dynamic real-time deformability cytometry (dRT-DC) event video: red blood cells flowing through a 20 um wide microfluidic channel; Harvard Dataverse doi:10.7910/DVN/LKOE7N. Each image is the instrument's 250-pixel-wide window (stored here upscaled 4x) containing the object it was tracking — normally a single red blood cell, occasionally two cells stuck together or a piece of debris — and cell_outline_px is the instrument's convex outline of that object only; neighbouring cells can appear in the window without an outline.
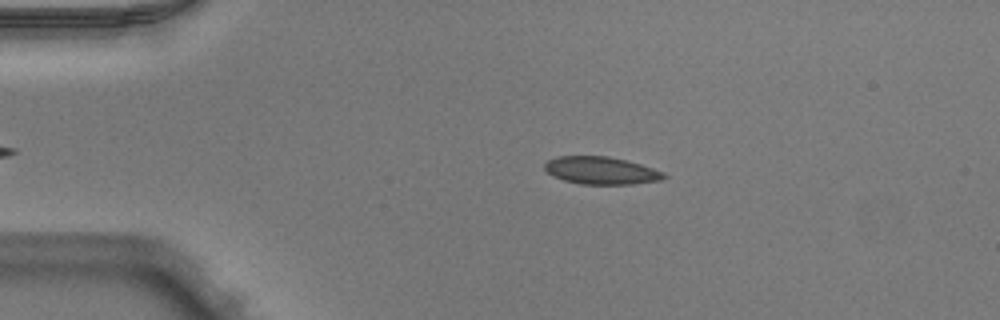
{"species": "Egyptian fruit bat (a non-hibernating species)", "species_latin": "Rousettus aegyptiacus", "temperature_condition": "warm", "stored_images_in_passage": 38, "camera_frame_rate_fps": 3000, "um_per_image_px": 0.085, "animal": {"sex": "male"}, "frame": {"image": 1, "passage_image": 4, "time_ms": 1.0, "image_size_px": [1000, 320], "cell_outline_px": [[668, 176], [660, 180], [632, 184], [580, 184], [564, 180], [552, 176], [544, 168], [544, 164], [548, 160], [556, 156], [608, 156], [640, 164], [664, 172]], "centroid_in_image_um": [51.07, 14.49], "position_along_channel_um": 33.9, "area_um2": 19.07}}
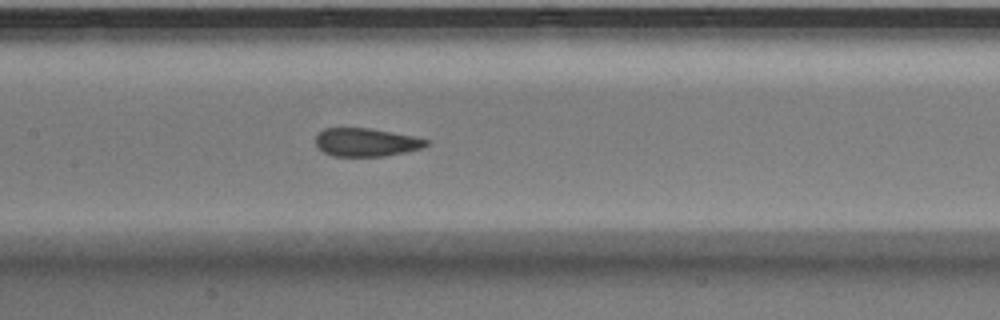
{"frame": {"image": 2, "passage_image": 18, "time_ms": 5.667, "image_size_px": [1000, 320], "cell_outline_px": [[428, 144], [420, 148], [408, 152], [384, 156], [332, 156], [324, 152], [316, 144], [316, 136], [324, 128], [368, 128], [392, 132], [412, 136], [428, 140]], "centroid_in_image_um": [31.11, 12.1], "position_along_channel_um": 176.3, "area_um2": 18.03}}
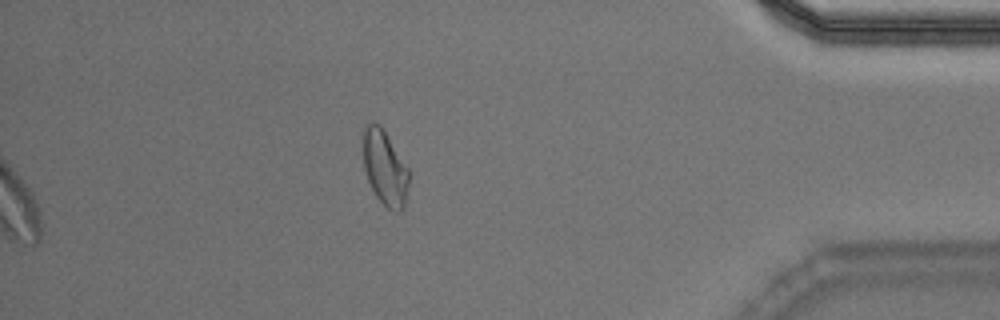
{"frame": {"image": 3, "passage_image": 38, "time_ms": 12.333, "image_size_px": [1000, 320], "cell_outline_px": [[408, 184], [404, 208], [400, 212], [396, 212], [388, 208], [376, 196], [368, 180], [364, 168], [360, 136], [360, 132], [368, 124], [380, 124], [408, 168]], "centroid_in_image_um": [32.66, 14.24], "position_along_channel_um": 402.5, "area_um2": 20.11}}